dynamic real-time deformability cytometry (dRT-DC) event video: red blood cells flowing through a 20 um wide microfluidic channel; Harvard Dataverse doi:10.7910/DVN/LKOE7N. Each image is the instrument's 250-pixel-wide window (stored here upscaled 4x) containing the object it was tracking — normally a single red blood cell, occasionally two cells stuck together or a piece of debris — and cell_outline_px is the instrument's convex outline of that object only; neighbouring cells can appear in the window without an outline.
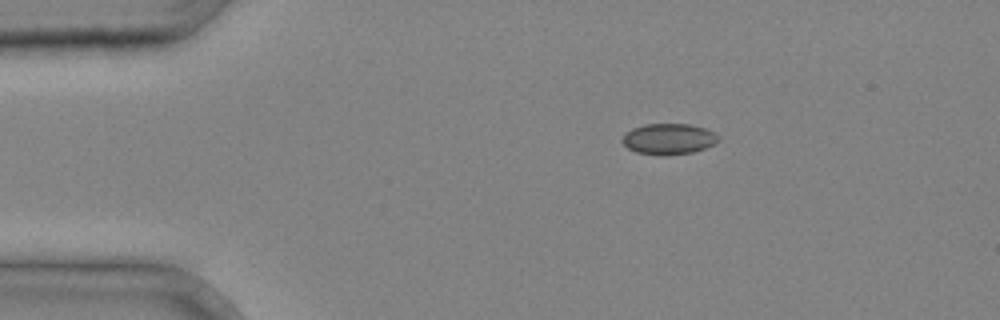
{"species": "common noctule bat (a hibernating species)", "species_latin": "Nyctalus noctula", "temperature_condition": "cold", "stored_images_in_passage": 2, "camera_frame_rate_fps": 3000, "um_per_image_px": 0.085, "animal": {"sex": "male", "body_mass_g": 20.4}, "frame": {"image": 1, "passage_image": 1, "time_ms": 0.0, "image_size_px": [1000, 320], "cell_outline_px": [[720, 140], [704, 148], [692, 152], [668, 156], [660, 156], [636, 152], [628, 148], [620, 140], [632, 128], [644, 124], [692, 124], [704, 128], [720, 136]], "centroid_in_image_um": [56.83, 11.82], "position_along_channel_um": 28.2, "area_um2": 17.34}}